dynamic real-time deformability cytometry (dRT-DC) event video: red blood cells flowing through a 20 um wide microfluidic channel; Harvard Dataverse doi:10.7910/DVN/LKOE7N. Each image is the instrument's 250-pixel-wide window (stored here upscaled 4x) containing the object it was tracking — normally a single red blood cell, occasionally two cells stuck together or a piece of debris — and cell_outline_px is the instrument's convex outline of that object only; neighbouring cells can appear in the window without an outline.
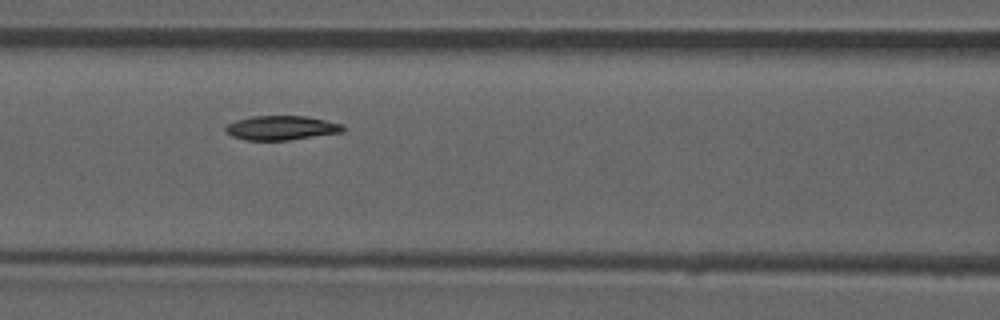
{"species": "common noctule bat (a hibernating species)", "species_latin": "Nyctalus noctula", "temperature_condition": "room temperature", "stored_images_in_passage": 44, "camera_frame_rate_fps": 3000, "um_per_image_px": 0.085, "animal": {"sex": "male", "forearm_length_mm": 52.5}, "frame": {"image": 1, "passage_image": 19, "time_ms": 6.0, "image_size_px": [1000, 320], "cell_outline_px": [[344, 132], [288, 140], [244, 140], [232, 136], [224, 128], [228, 124], [236, 120], [252, 116], [308, 116], [340, 124], [344, 128]], "centroid_in_image_um": [23.9, 10.87], "position_along_channel_um": 142.7, "area_um2": 16.47}}